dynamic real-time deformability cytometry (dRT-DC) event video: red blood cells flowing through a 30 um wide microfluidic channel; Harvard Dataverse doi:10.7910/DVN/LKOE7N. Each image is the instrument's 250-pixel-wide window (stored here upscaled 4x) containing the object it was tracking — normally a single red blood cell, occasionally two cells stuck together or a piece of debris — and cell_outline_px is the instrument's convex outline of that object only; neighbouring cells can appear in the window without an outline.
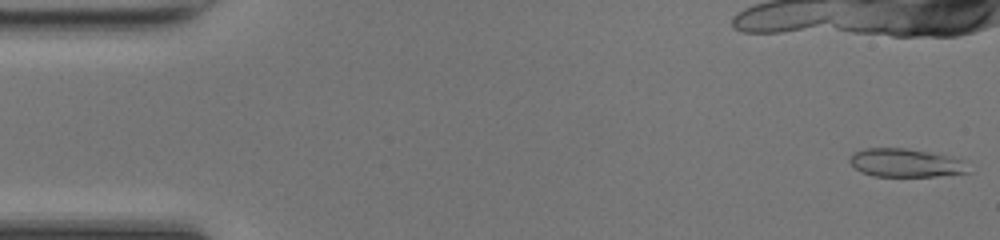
{"species": "common noctule bat (a hibernating species)", "species_latin": "Nyctalus noctula", "temperature_condition": "room temperature", "stored_images_in_passage": 48, "camera_frame_rate_fps": 3000, "um_per_image_px": 0.085, "animal": {"sex": "female", "body_mass_g": 17.0, "forearm_length_mm": 48.0}, "frame": {"image": 1, "passage_image": 1, "time_ms": 0.0, "image_size_px": [1000, 240], "cell_outline_px": [[972, 172], [936, 176], [872, 176], [860, 172], [848, 160], [848, 156], [852, 152], [864, 148], [904, 148], [952, 156], [960, 160]], "centroid_in_image_um": [76.92, 13.84], "position_along_channel_um": 8.1, "area_um2": 19.65}}